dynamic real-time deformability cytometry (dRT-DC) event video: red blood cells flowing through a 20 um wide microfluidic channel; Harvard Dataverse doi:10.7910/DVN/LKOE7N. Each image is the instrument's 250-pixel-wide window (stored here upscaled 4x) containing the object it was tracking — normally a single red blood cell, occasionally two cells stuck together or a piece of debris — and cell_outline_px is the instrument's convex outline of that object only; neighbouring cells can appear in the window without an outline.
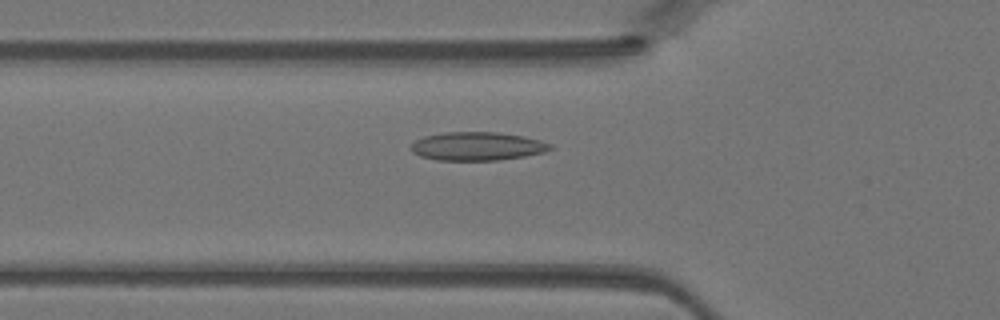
{"species": "Egyptian fruit bat (a non-hibernating species)", "species_latin": "Rousettus aegyptiacus", "temperature_condition": "warm", "stored_images_in_passage": 32, "camera_frame_rate_fps": 3000, "um_per_image_px": 0.085, "animal": {"sex": "female"}, "frame": {"image": 1, "passage_image": 3, "time_ms": 0.667, "image_size_px": [1000, 320], "cell_outline_px": [[552, 148], [544, 152], [524, 156], [496, 160], [436, 160], [420, 156], [412, 152], [412, 144], [416, 140], [424, 136], [444, 132], [496, 132], [524, 136], [540, 140], [552, 144]], "centroid_in_image_um": [40.57, 12.42], "position_along_channel_um": 85.2, "area_um2": 23.0}}
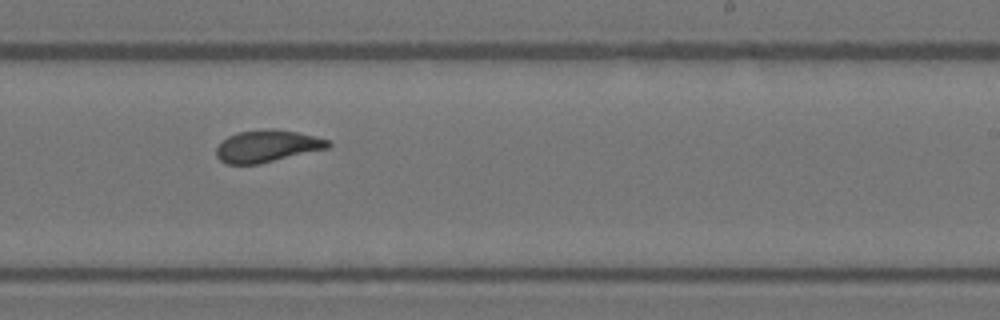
{"frame": {"image": 2, "passage_image": 15, "time_ms": 4.667, "image_size_px": [1000, 320], "cell_outline_px": [[332, 144], [328, 148], [256, 164], [228, 164], [220, 160], [216, 156], [216, 148], [228, 136], [236, 132], [268, 128], [272, 128], [296, 132], [316, 136], [328, 140]], "centroid_in_image_um": [22.69, 12.4], "position_along_channel_um": 266.3, "area_um2": 20.69}}
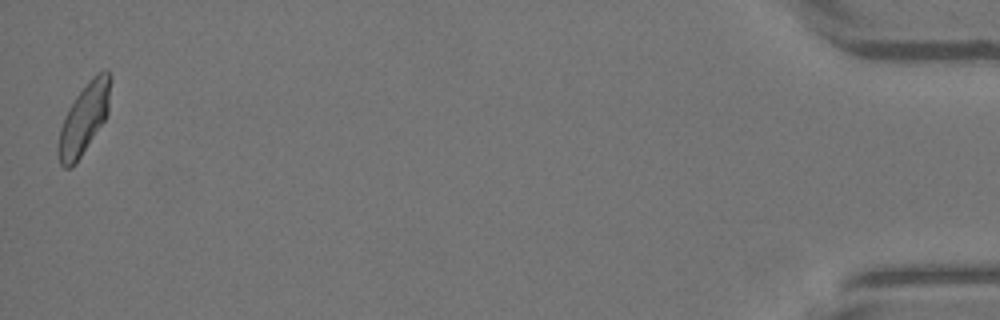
{"frame": {"image": 3, "passage_image": 32, "time_ms": 10.333, "image_size_px": [1000, 320], "cell_outline_px": [[112, 76], [108, 112], [104, 120], [76, 164], [72, 168], [64, 168], [60, 164], [56, 152], [56, 148], [60, 128], [64, 116], [68, 108], [76, 96], [88, 80], [96, 72], [104, 68]], "centroid_in_image_um": [7.13, 10.08], "position_along_channel_um": 428.1, "area_um2": 21.79}}